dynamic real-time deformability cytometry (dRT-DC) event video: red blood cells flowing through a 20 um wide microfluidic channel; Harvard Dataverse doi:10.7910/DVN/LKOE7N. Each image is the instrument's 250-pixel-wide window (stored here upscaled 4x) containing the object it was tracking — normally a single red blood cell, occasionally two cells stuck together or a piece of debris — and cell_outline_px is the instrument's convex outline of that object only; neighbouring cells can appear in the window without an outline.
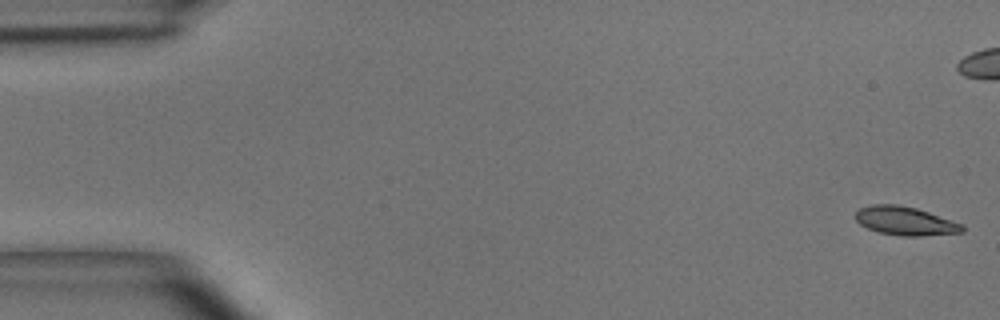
{"species": "common noctule bat (a hibernating species)", "species_latin": "Nyctalus noctula", "temperature_condition": "room temperature", "stored_images_in_passage": 50, "camera_frame_rate_fps": 3000, "um_per_image_px": 0.085, "animal": {"sex": "male", "body_mass_g": 15.6}, "frame": {"image": 1, "passage_image": 1, "time_ms": 0.0, "image_size_px": [1000, 320], "cell_outline_px": [[964, 232], [920, 236], [900, 236], [880, 232], [868, 228], [860, 224], [856, 220], [856, 212], [860, 208], [872, 204], [900, 204], [916, 208], [928, 212], [960, 224], [964, 228]], "centroid_in_image_um": [76.91, 18.78], "position_along_channel_um": 8.1, "area_um2": 17.57}}
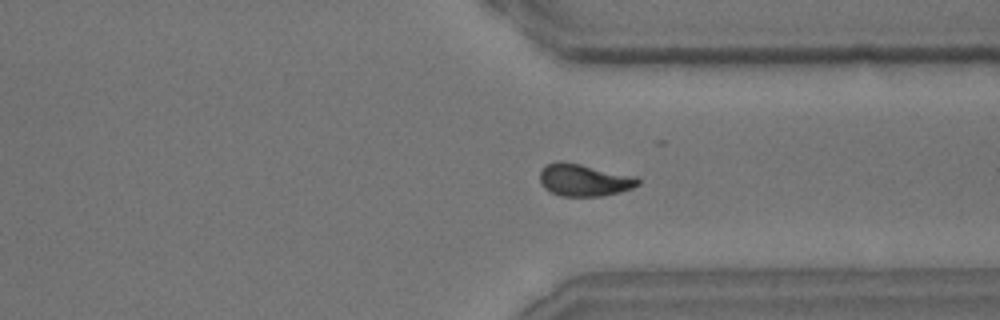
{"frame": {"image": 2, "passage_image": 37, "time_ms": 12.0, "image_size_px": [1000, 320], "cell_outline_px": [[640, 184], [632, 188], [620, 192], [604, 196], [560, 196], [544, 188], [540, 184], [540, 172], [548, 164], [556, 160], [560, 160], [580, 164], [636, 176], [640, 180]], "centroid_in_image_um": [49.65, 15.3], "position_along_channel_um": 361.7, "area_um2": 18.5}}
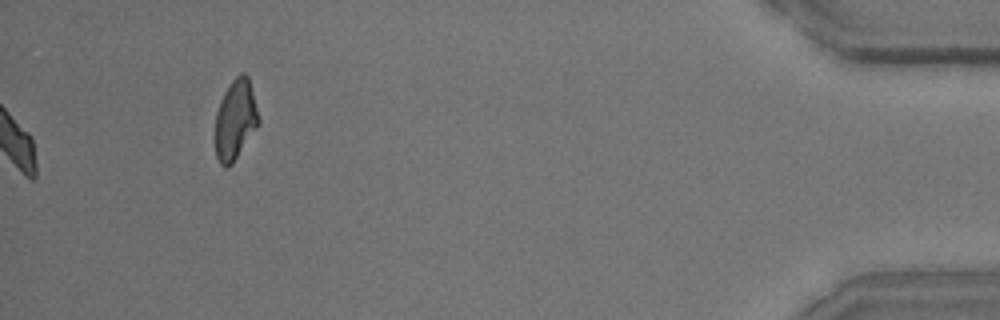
{"frame": {"image": 3, "passage_image": 50, "time_ms": 16.333, "image_size_px": [1000, 320], "cell_outline_px": [[260, 120], [256, 128], [232, 164], [224, 168], [220, 164], [216, 156], [216, 112], [220, 100], [224, 92], [232, 80], [240, 72], [244, 72], [248, 76]], "centroid_in_image_um": [20.0, 10.16], "position_along_channel_um": 415.2, "area_um2": 20.0}, "authors_computed_cell_mechanics": {"area_um2": 18.0914, "velocity_mm_per_s": 4.0496, "shape_relaxation_time_tau1_ms": 4.2952, "shape_relaxation_time_tau2_ms": 2.0755, "deformation_change_tau1": 0.1511, "deformation_change_tau2": 0.0829}}